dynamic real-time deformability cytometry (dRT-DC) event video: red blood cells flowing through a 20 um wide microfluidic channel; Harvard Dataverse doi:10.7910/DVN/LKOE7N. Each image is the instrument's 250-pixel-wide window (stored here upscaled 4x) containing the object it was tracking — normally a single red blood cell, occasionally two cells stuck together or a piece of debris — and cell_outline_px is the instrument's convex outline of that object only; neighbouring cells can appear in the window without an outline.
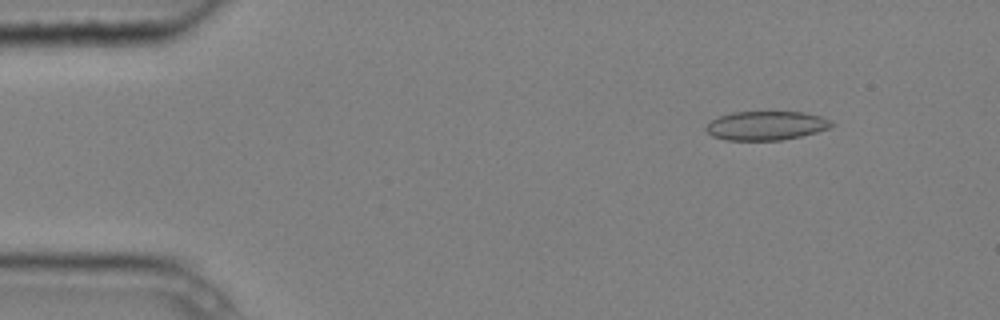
{"species": "common noctule bat (a hibernating species)", "species_latin": "Nyctalus noctula", "temperature_condition": "cold", "stored_images_in_passage": 4, "camera_frame_rate_fps": 3000, "um_per_image_px": 0.085, "animal": {"sex": "male", "body_mass_g": 20.4}, "frame": {"image": 1, "passage_image": 2, "time_ms": 0.333, "image_size_px": [1000, 320], "cell_outline_px": [[836, 124], [828, 128], [816, 132], [800, 136], [780, 140], [724, 140], [712, 136], [704, 128], [712, 120], [720, 116], [732, 112], [804, 112], [820, 116], [832, 120]], "centroid_in_image_um": [65.13, 10.68], "position_along_channel_um": 19.9, "area_um2": 21.15}}
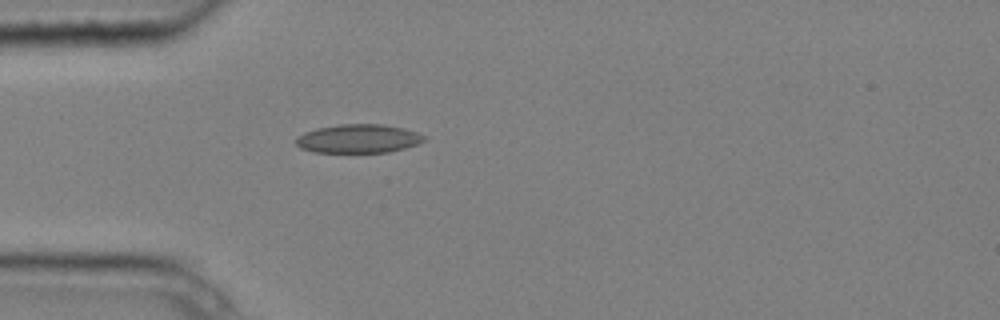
{"frame": {"image": 2, "passage_image": 4, "time_ms": 1.0, "image_size_px": [1000, 320], "cell_outline_px": [[428, 136], [420, 144], [388, 152], [312, 152], [300, 148], [296, 144], [296, 136], [304, 132], [316, 128], [340, 124], [384, 124], [404, 128]], "centroid_in_image_um": [30.47, 11.78], "position_along_channel_um": 54.5, "area_um2": 21.62}}